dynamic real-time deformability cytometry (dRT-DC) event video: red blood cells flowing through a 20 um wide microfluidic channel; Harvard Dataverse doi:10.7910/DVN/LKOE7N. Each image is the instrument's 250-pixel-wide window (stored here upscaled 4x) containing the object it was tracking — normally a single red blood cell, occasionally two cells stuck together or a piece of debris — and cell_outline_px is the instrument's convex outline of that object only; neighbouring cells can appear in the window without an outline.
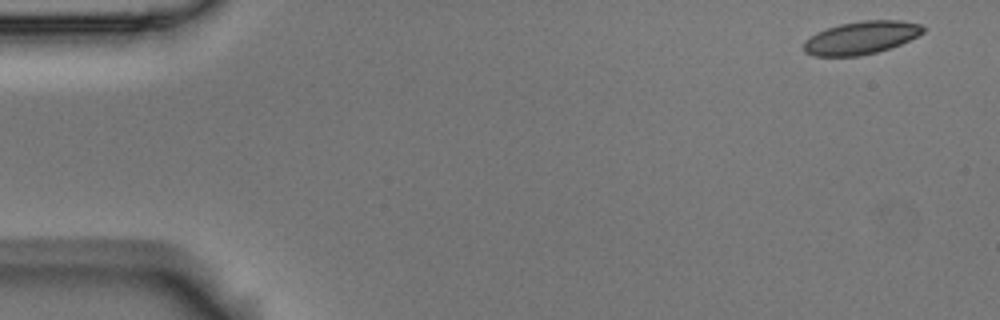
{"species": "Egyptian fruit bat (a non-hibernating species)", "species_latin": "Rousettus aegyptiacus", "temperature_condition": "room temperature", "stored_images_in_passage": 4, "camera_frame_rate_fps": 3000, "um_per_image_px": 0.085, "animal": {"sex": "male"}, "frame": {"image": 1, "passage_image": 1, "time_ms": 0.0, "image_size_px": [1000, 320], "cell_outline_px": [[924, 32], [900, 44], [876, 52], [860, 56], [816, 56], [804, 52], [804, 40], [816, 32], [840, 24], [860, 20], [900, 20], [920, 24], [924, 28]], "centroid_in_image_um": [73.17, 3.2], "position_along_channel_um": 11.8, "area_um2": 22.77}}